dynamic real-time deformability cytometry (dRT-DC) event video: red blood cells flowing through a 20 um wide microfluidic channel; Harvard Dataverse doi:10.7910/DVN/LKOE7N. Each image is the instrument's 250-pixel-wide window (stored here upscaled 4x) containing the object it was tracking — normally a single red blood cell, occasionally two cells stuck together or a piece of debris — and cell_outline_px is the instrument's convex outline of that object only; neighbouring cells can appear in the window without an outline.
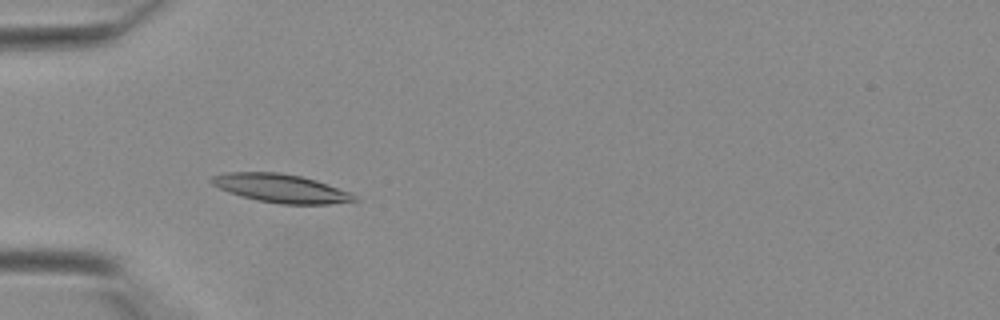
{"species": "Egyptian fruit bat (a non-hibernating species)", "species_latin": "Rousettus aegyptiacus", "temperature_condition": "warm", "stored_images_in_passage": 42, "camera_frame_rate_fps": 3000, "um_per_image_px": 0.085, "animal": {"sex": "female"}, "frame": {"image": 1, "passage_image": 14, "time_ms": 4.333, "image_size_px": [1000, 320], "cell_outline_px": [[360, 200], [328, 204], [280, 204], [256, 200], [220, 188], [212, 184], [208, 180], [212, 176], [224, 172], [280, 172], [300, 176], [316, 180], [348, 192], [356, 196]], "centroid_in_image_um": [23.86, 16.0], "position_along_channel_um": 61.1, "area_um2": 23.47}}
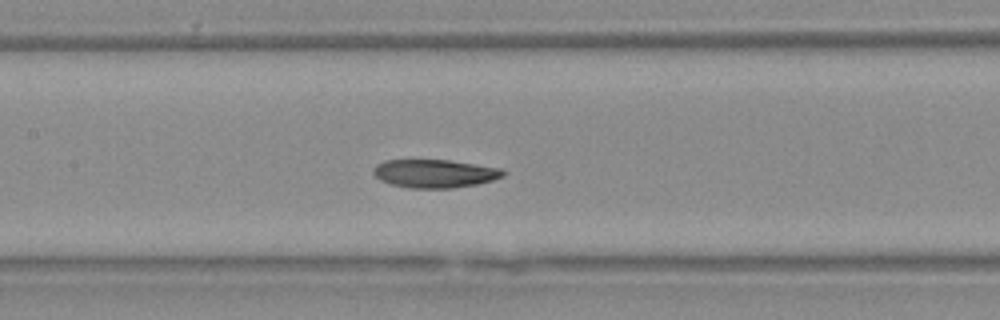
{"frame": {"image": 2, "passage_image": 21, "time_ms": 6.667, "image_size_px": [1000, 320], "cell_outline_px": [[508, 172], [504, 176], [492, 180], [476, 184], [452, 188], [408, 188], [392, 184], [380, 180], [372, 172], [372, 168], [376, 164], [388, 160], [448, 160], [504, 168]], "centroid_in_image_um": [36.98, 14.74], "position_along_channel_um": 170.4, "area_um2": 21.5}}
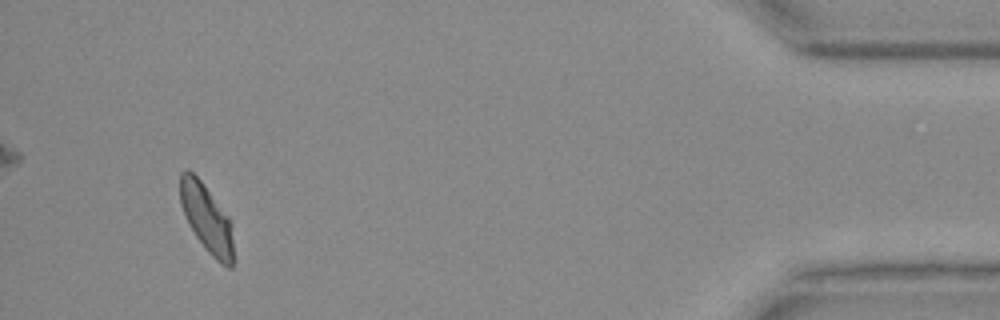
{"frame": {"image": 3, "passage_image": 40, "time_ms": 13.0, "image_size_px": [1000, 320], "cell_outline_px": [[232, 268], [228, 268], [220, 264], [208, 252], [196, 236], [188, 224], [180, 204], [180, 172], [188, 168], [200, 180], [228, 216], [232, 224]], "centroid_in_image_um": [17.55, 18.56], "position_along_channel_um": 417.7, "area_um2": 20.98}}